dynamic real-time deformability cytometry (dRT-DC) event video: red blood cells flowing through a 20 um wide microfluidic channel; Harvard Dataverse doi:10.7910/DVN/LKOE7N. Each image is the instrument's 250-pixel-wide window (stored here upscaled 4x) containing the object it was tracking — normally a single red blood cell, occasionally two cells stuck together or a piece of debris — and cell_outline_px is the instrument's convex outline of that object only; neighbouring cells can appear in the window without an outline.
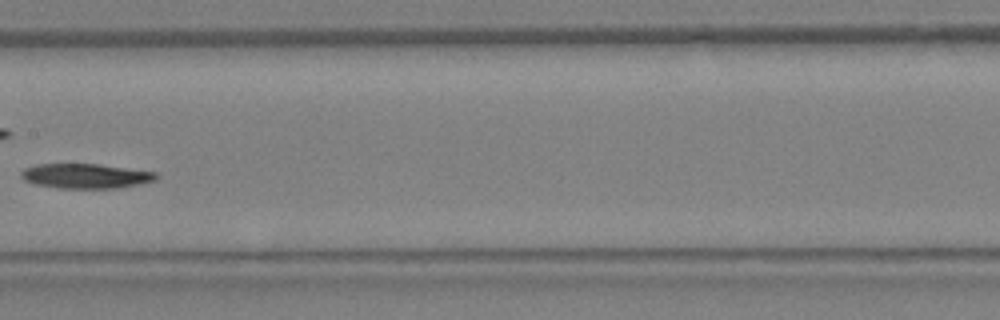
{"species": "Egyptian fruit bat (a non-hibernating species)", "species_latin": "Rousettus aegyptiacus", "temperature_condition": "warm", "stored_images_in_passage": 21, "camera_frame_rate_fps": 3000, "um_per_image_px": 0.085, "animal": {"sex": "female"}, "frame": {"image": 1, "passage_image": 15, "time_ms": 4.667, "image_size_px": [1000, 320], "cell_outline_px": [[156, 180], [140, 184], [116, 188], [56, 188], [36, 184], [24, 180], [20, 176], [20, 172], [24, 168], [36, 164], [96, 164], [156, 172]], "centroid_in_image_um": [7.23, 14.96], "position_along_channel_um": 200.2, "area_um2": 19.36}}
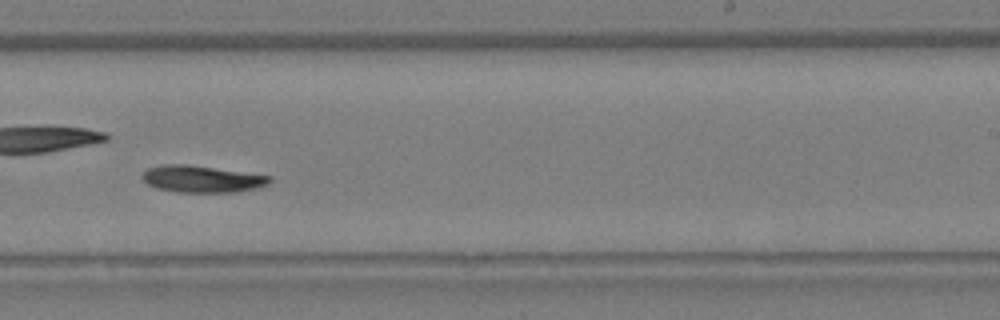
{"frame": {"image": 2, "passage_image": 18, "time_ms": 5.667, "image_size_px": [1000, 320], "cell_outline_px": [[272, 180], [268, 184], [256, 188], [236, 192], [176, 192], [156, 188], [148, 184], [140, 176], [148, 168], [164, 164], [188, 164], [272, 176]], "centroid_in_image_um": [17.16, 15.21], "position_along_channel_um": 271.8, "area_um2": 19.94}}